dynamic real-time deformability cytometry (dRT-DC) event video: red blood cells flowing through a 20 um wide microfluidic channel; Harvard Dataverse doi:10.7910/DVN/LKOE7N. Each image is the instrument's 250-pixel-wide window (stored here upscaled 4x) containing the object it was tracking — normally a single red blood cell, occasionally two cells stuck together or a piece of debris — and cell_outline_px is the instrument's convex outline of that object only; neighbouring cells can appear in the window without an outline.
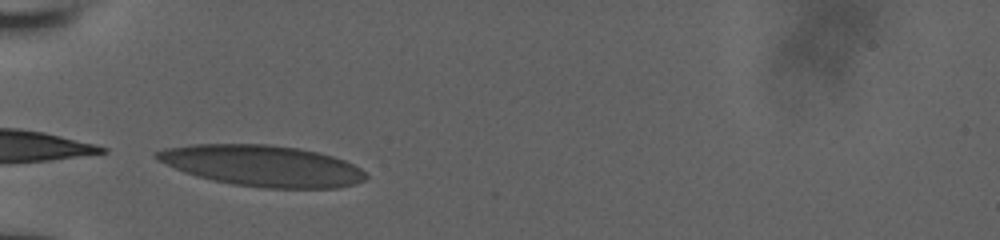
{"species": "human", "species_latin": "Homo sapiens", "temperature_condition": "room temperature", "stored_images_in_passage": 16, "camera_frame_rate_fps": 3000, "um_per_image_px": 0.085, "donor": {"sex": "male"}, "frame": {"image": 1, "passage_image": 1, "time_ms": 0.0, "image_size_px": [1000, 240], "cell_outline_px": [[368, 180], [336, 188], [260, 188], [232, 184], [212, 180], [196, 176], [184, 172], [160, 160], [156, 156], [156, 152], [164, 148], [192, 144], [268, 144], [296, 148], [316, 152], [332, 156], [344, 160], [360, 168], [368, 176]], "centroid_in_image_um": [22.32, 14.09], "position_along_channel_um": 62.7, "area_um2": 49.82}}
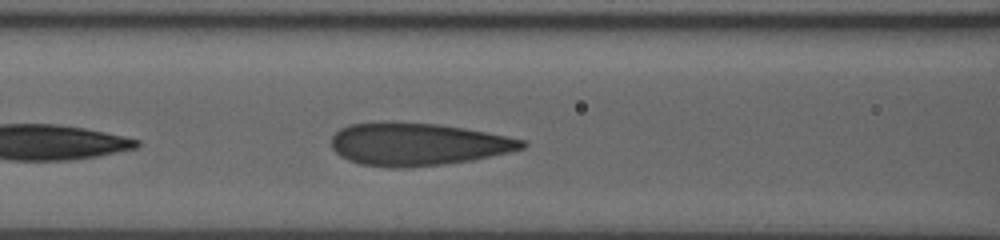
{"frame": {"image": 2, "passage_image": 11, "time_ms": 2.0, "image_size_px": [1000, 240], "cell_outline_px": [[528, 144], [524, 148], [508, 152], [472, 160], [444, 164], [404, 168], [388, 168], [360, 164], [348, 160], [340, 156], [332, 148], [332, 136], [340, 128], [348, 124], [436, 124], [464, 128], [508, 136], [524, 140]], "centroid_in_image_um": [35.52, 12.29], "position_along_channel_um": 131.1, "area_um2": 46.59}}